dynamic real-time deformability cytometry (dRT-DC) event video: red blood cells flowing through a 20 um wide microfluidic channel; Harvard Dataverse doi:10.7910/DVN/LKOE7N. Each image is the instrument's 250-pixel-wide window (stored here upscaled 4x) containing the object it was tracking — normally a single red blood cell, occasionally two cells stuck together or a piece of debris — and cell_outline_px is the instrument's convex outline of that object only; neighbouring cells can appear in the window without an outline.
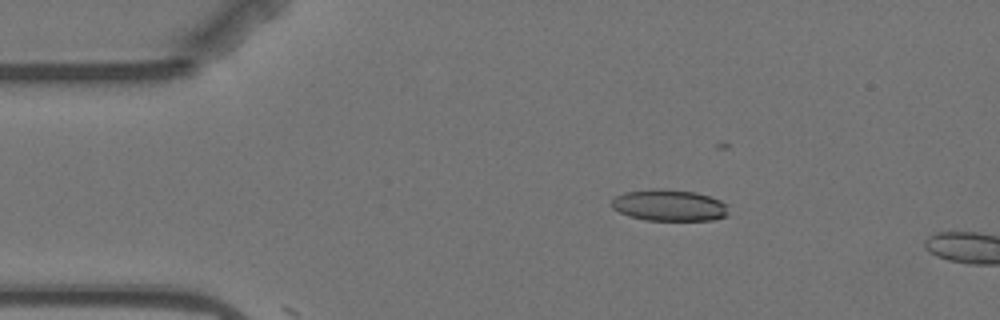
{"species": "Egyptian fruit bat (a non-hibernating species)", "species_latin": "Rousettus aegyptiacus", "temperature_condition": "warm", "stored_images_in_passage": 4, "camera_frame_rate_fps": 3000, "um_per_image_px": 0.085, "animal": {"sex": "female"}, "frame": {"image": 1, "passage_image": 2, "time_ms": 1.0, "image_size_px": [1000, 320], "cell_outline_px": [[728, 216], [712, 220], [644, 220], [628, 216], [612, 208], [612, 200], [616, 196], [624, 192], [696, 192], [720, 200], [728, 204]], "centroid_in_image_um": [56.95, 17.52], "position_along_channel_um": 28.1, "area_um2": 20.52}}